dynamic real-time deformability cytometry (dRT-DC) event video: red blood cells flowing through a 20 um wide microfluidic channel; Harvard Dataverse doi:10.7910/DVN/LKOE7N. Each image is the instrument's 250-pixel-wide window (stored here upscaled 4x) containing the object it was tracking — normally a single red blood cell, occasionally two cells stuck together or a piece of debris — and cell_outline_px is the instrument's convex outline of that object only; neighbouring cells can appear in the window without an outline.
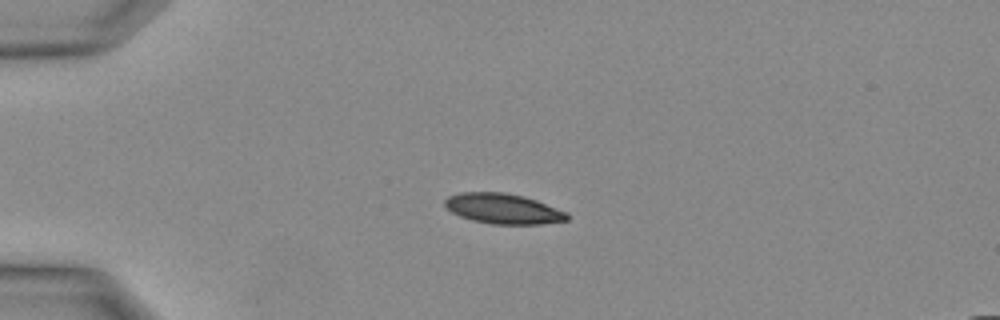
{"species": "Egyptian fruit bat (a non-hibernating species)", "species_latin": "Rousettus aegyptiacus", "temperature_condition": "warm", "stored_images_in_passage": 30, "camera_frame_rate_fps": 3000, "um_per_image_px": 0.085, "animal": {"sex": "female"}, "frame": {"image": 1, "passage_image": 6, "time_ms": 1.667, "image_size_px": [1000, 320], "cell_outline_px": [[568, 220], [540, 224], [492, 224], [472, 220], [460, 216], [452, 212], [444, 204], [444, 200], [448, 196], [460, 192], [504, 192], [524, 196], [536, 200], [568, 212]], "centroid_in_image_um": [42.77, 17.73], "position_along_channel_um": 42.2, "area_um2": 21.56}}
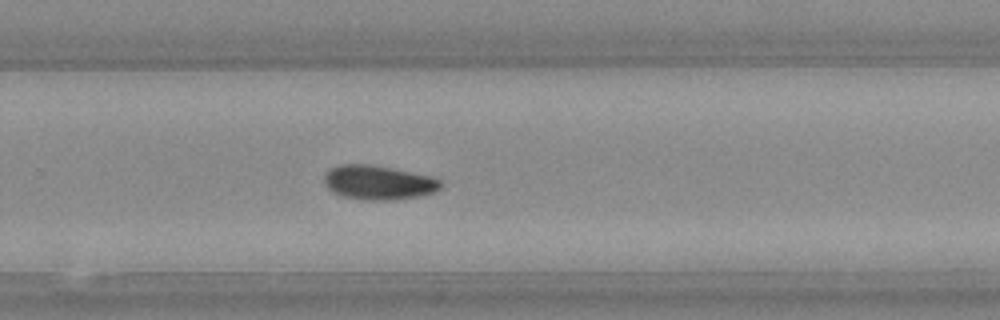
{"frame": {"image": 2, "passage_image": 20, "time_ms": 6.333, "image_size_px": [1000, 320], "cell_outline_px": [[444, 184], [436, 192], [420, 196], [392, 200], [368, 200], [344, 196], [332, 192], [324, 184], [324, 176], [332, 168], [340, 164], [368, 164], [392, 168], [432, 176], [440, 180]], "centroid_in_image_um": [32.2, 15.51], "position_along_channel_um": 297.6, "area_um2": 23.29}}
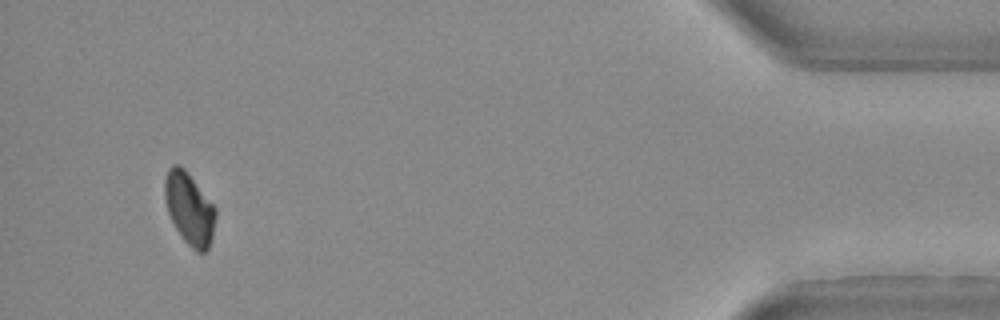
{"frame": {"image": 3, "passage_image": 29, "time_ms": 9.333, "image_size_px": [1000, 320], "cell_outline_px": [[216, 216], [212, 240], [208, 248], [204, 252], [196, 252], [184, 240], [176, 228], [168, 212], [164, 196], [164, 180], [168, 168], [172, 164], [180, 164], [184, 168], [216, 208]], "centroid_in_image_um": [16.09, 17.72], "position_along_channel_um": 419.1, "area_um2": 21.33}}